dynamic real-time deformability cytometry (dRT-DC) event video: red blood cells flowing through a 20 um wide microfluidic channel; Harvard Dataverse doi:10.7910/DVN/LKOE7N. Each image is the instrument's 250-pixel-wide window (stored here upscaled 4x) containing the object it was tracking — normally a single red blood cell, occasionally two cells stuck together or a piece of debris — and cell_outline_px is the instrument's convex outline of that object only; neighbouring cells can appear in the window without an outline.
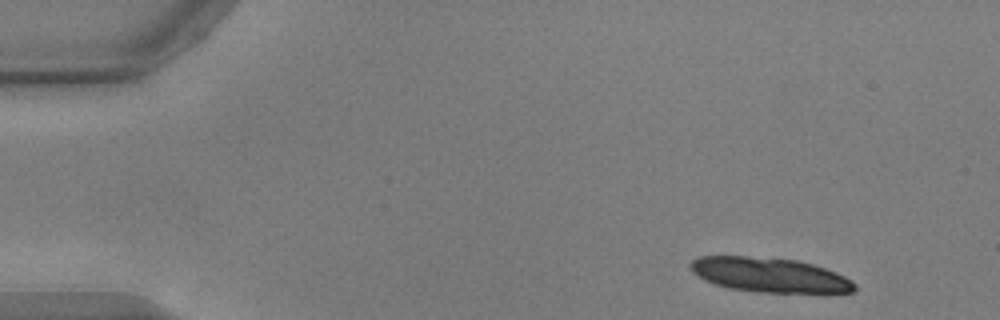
{"species": "common noctule bat (a hibernating species)", "species_latin": "Nyctalus noctula", "temperature_condition": "warm", "stored_images_in_passage": 18, "segment_of_instrument_passage": [1, 2], "camera_frame_rate_fps": 3000, "um_per_image_px": 0.085, "animal": {"sex": "male", "body_mass_g": 17.9, "forearm_length_mm": 54.2}, "frame": {"image": 1, "passage_image": 1, "time_ms": 0.0, "image_size_px": [1000, 320], "cell_outline_px": [[856, 288], [852, 292], [828, 296], [824, 296], [760, 292], [728, 288], [704, 280], [692, 272], [688, 264], [692, 260], [700, 256], [744, 256], [796, 260], [812, 264], [836, 272], [852, 280], [856, 284]], "centroid_in_image_um": [65.53, 23.43], "position_along_channel_um": 19.5, "area_um2": 34.22}}